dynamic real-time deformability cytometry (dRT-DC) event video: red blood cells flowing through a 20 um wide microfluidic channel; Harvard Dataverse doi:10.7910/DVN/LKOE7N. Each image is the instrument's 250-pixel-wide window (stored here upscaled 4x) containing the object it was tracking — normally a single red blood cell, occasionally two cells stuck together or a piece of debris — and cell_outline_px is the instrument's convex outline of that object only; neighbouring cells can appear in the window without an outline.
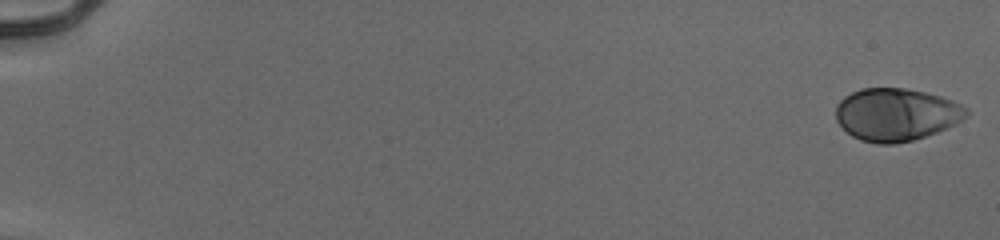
{"species": "human", "species_latin": "Homo sapiens", "temperature_condition": "cold", "stored_images_in_passage": 54, "camera_frame_rate_fps": 3000, "um_per_image_px": 0.085, "donor": {"sex": "male"}, "frame": {"image": 1, "passage_image": 1, "time_ms": 0.0, "image_size_px": [1000, 240], "cell_outline_px": [[968, 112], [956, 124], [948, 128], [912, 140], [892, 144], [876, 144], [860, 140], [852, 136], [836, 120], [836, 104], [844, 96], [852, 92], [864, 88], [908, 88], [940, 96], [952, 100], [968, 108]], "centroid_in_image_um": [76.16, 9.73], "position_along_channel_um": 8.8, "area_um2": 39.94}}
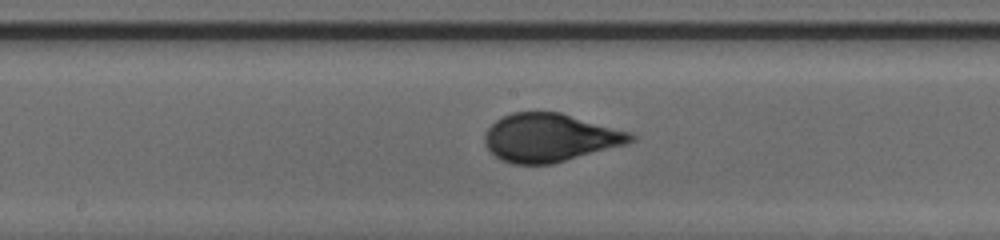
{"frame": {"image": 2, "passage_image": 31, "time_ms": 10.0, "image_size_px": [1000, 240], "cell_outline_px": [[636, 140], [628, 144], [552, 164], [512, 164], [500, 160], [484, 144], [484, 132], [496, 120], [512, 112], [560, 112], [636, 132]], "centroid_in_image_um": [46.81, 11.7], "position_along_channel_um": 201.4, "area_um2": 41.62}}
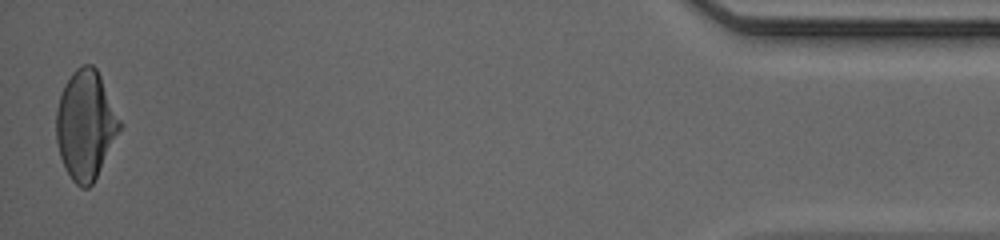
{"frame": {"image": 3, "passage_image": 54, "time_ms": 17.667, "image_size_px": [1000, 240], "cell_outline_px": [[120, 128], [92, 184], [88, 188], [80, 188], [72, 180], [60, 156], [56, 140], [56, 112], [60, 96], [64, 84], [72, 72], [76, 68], [84, 64], [92, 64], [96, 68], [100, 76], [120, 120]], "centroid_in_image_um": [7.24, 10.6], "position_along_channel_um": 428.0, "area_um2": 39.48}, "authors_computed_cell_mechanics": {"area_um2": 40.1132, "velocity_mm_per_s": 3.9419, "shape_relaxation_time_tau1_ms": 5.132, "shape_relaxation_time_tau2_ms": null, "deformation_change_tau1": 0.1927, "deformation_change_tau2": null}}